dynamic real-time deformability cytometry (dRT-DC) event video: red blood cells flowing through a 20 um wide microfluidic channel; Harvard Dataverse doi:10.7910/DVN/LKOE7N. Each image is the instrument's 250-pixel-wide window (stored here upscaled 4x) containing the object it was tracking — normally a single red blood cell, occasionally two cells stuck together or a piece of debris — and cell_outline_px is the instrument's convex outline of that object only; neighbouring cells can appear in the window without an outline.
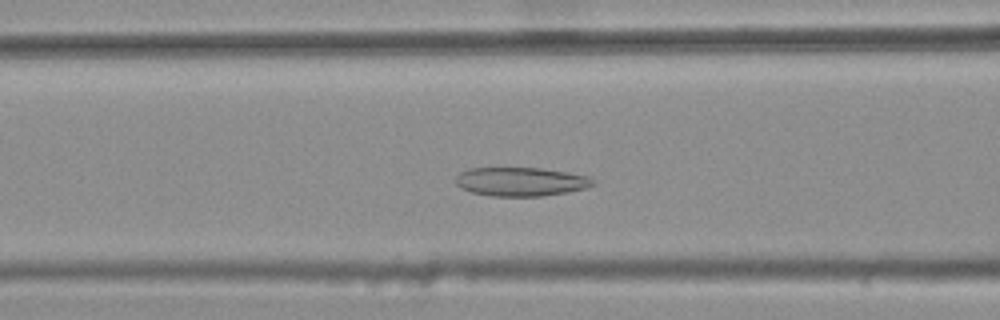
{"species": "common noctule bat (a hibernating species)", "species_latin": "Nyctalus noctula", "temperature_condition": "warm", "stored_images_in_passage": 42, "camera_frame_rate_fps": 3000, "um_per_image_px": 0.085, "animal": {"sex": "female", "body_mass_g": 25.1}, "frame": {"image": 1, "passage_image": 19, "time_ms": 6.0, "image_size_px": [1000, 320], "cell_outline_px": [[596, 184], [588, 188], [568, 192], [540, 196], [492, 196], [472, 192], [460, 188], [456, 184], [456, 176], [460, 172], [468, 168], [540, 168], [588, 176], [596, 180]], "centroid_in_image_um": [44.28, 15.44], "position_along_channel_um": 122.3, "area_um2": 23.12}}
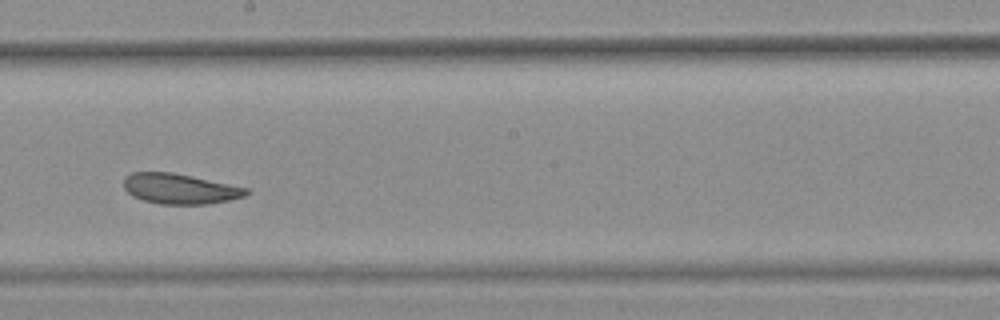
{"frame": {"image": 2, "passage_image": 28, "time_ms": 9.0, "image_size_px": [1000, 320], "cell_outline_px": [[248, 192], [244, 196], [228, 200], [208, 204], [160, 204], [144, 200], [132, 196], [124, 188], [124, 176], [132, 172], [172, 172], [192, 176], [248, 188]], "centroid_in_image_um": [15.25, 16.04], "position_along_channel_um": 233.0, "area_um2": 21.5}}
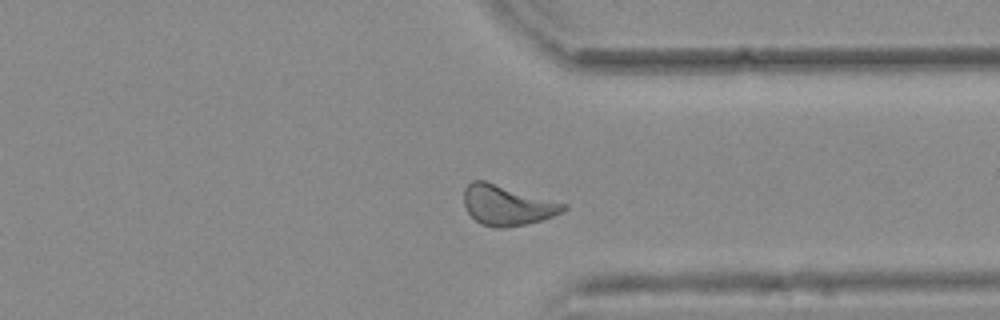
{"frame": {"image": 3, "passage_image": 39, "time_ms": 12.667, "image_size_px": [1000, 320], "cell_outline_px": [[568, 208], [564, 212], [540, 220], [524, 224], [504, 228], [496, 228], [480, 224], [464, 208], [464, 188], [472, 180], [484, 180], [568, 204]], "centroid_in_image_um": [43.1, 17.44], "position_along_channel_um": 368.3, "area_um2": 23.35}, "authors_computed_cell_mechanics": {"area_um2": 23.0911, "velocity_mm_per_s": 3.7001, "shape_relaxation_time_tau1_ms": null, "shape_relaxation_time_tau2_ms": 4.2361, "deformation_change_tau1": null, "deformation_change_tau2": 0.1227}}